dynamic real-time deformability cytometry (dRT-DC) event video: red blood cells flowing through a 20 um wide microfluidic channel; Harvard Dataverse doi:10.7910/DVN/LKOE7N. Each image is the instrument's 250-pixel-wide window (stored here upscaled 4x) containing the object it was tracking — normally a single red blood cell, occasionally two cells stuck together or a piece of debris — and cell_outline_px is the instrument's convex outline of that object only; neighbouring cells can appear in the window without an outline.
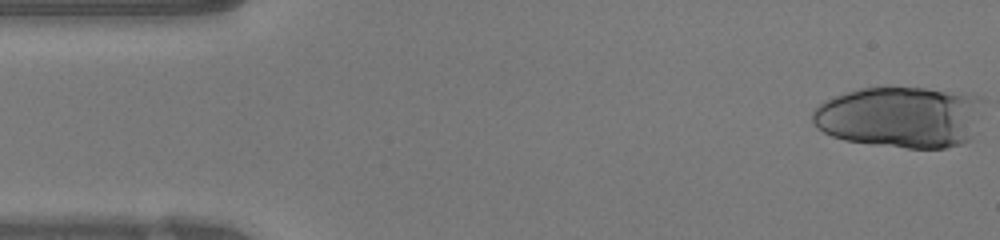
{"species": "human", "species_latin": "Homo sapiens", "temperature_condition": "warm", "stored_images_in_passage": 11, "camera_frame_rate_fps": 3000, "um_per_image_px": 0.085, "donor": {"sex": "female"}, "frame": {"image": 1, "passage_image": 1, "time_ms": 0.0, "image_size_px": [1000, 240], "cell_outline_px": [[984, 100], [980, 132], [976, 140], [964, 144], [944, 148], [908, 148], [872, 144], [844, 140], [832, 136], [824, 132], [812, 120], [812, 112], [824, 100], [832, 96], [844, 92], [860, 88], [924, 88], [960, 92], [984, 96]], "centroid_in_image_um": [76.69, 9.95], "position_along_channel_um": 8.3, "area_um2": 62.71}}